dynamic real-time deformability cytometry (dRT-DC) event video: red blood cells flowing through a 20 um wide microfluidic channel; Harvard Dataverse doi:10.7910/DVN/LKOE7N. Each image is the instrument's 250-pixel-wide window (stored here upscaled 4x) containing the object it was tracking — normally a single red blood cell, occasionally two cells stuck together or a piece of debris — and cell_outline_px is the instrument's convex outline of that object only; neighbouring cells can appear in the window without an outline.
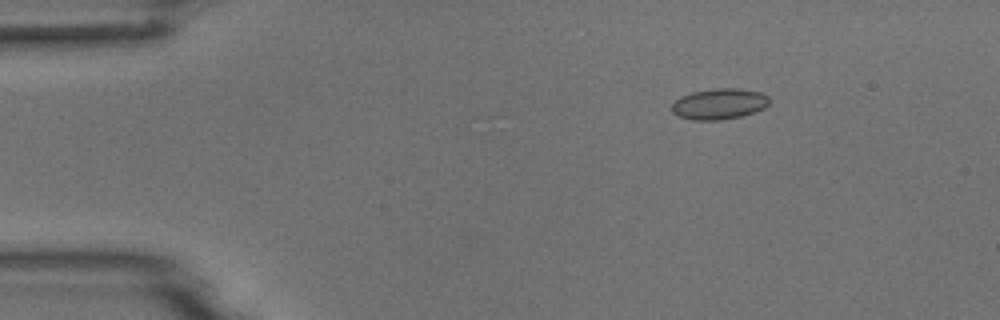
{"species": "common noctule bat (a hibernating species)", "species_latin": "Nyctalus noctula", "temperature_condition": "room temperature", "stored_images_in_passage": 4, "camera_frame_rate_fps": 3000, "um_per_image_px": 0.085, "animal": {"sex": "male", "body_mass_g": 18.8}, "frame": {"image": 1, "passage_image": 3, "time_ms": 2.333, "image_size_px": [1000, 320], "cell_outline_px": [[768, 104], [764, 108], [740, 116], [720, 120], [692, 120], [676, 116], [672, 112], [672, 104], [680, 96], [692, 92], [712, 88], [740, 88], [760, 92], [768, 96]], "centroid_in_image_um": [61.09, 8.82], "position_along_channel_um": 23.9, "area_um2": 17.57}}